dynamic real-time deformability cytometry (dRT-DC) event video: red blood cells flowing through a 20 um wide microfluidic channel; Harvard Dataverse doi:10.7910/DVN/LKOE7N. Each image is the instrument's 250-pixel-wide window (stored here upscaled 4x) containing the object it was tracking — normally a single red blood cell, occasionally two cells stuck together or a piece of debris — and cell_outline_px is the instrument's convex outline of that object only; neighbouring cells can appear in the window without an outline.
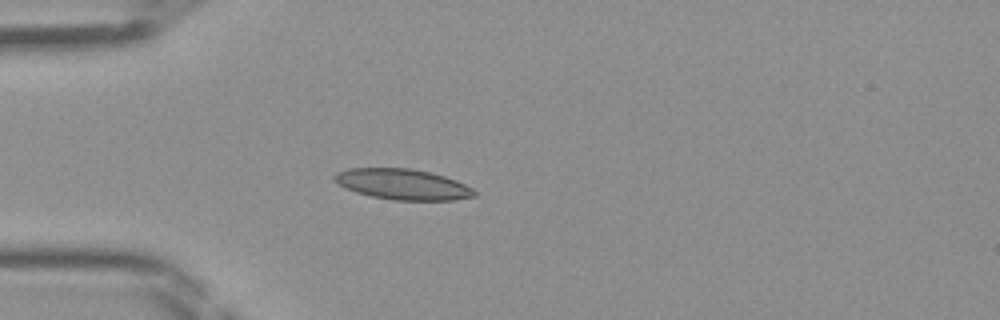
{"species": "Egyptian fruit bat (a non-hibernating species)", "species_latin": "Rousettus aegyptiacus", "temperature_condition": "room temperature", "stored_images_in_passage": 34, "camera_frame_rate_fps": 3000, "um_per_image_px": 0.085, "frame": {"image": 1, "passage_image": 1, "time_ms": 0.0, "image_size_px": [1000, 320], "cell_outline_px": [[476, 196], [452, 200], [392, 200], [372, 196], [356, 192], [340, 184], [332, 176], [336, 172], [348, 168], [408, 168], [428, 172], [444, 176], [456, 180], [472, 188], [476, 192]], "centroid_in_image_um": [34.24, 15.66], "position_along_channel_um": 50.8, "area_um2": 24.74}}
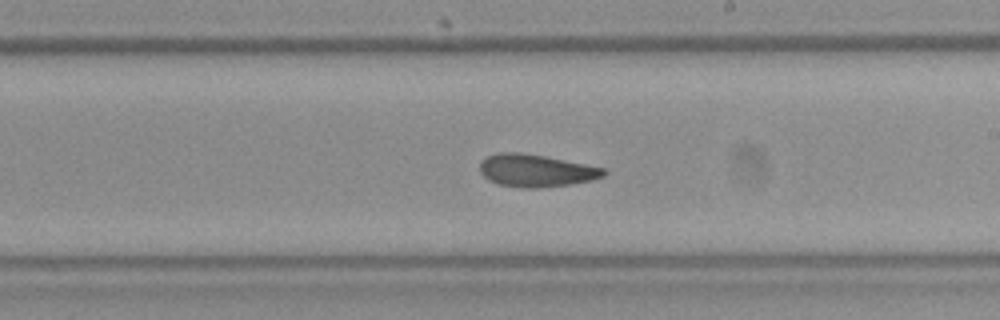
{"frame": {"image": 2, "passage_image": 15, "time_ms": 4.667, "image_size_px": [1000, 320], "cell_outline_px": [[608, 172], [604, 176], [592, 180], [568, 184], [540, 188], [520, 188], [500, 184], [488, 180], [480, 172], [480, 160], [496, 152], [520, 152], [544, 156], [604, 168]], "centroid_in_image_um": [45.53, 14.5], "position_along_channel_um": 243.5, "area_um2": 23.41}}
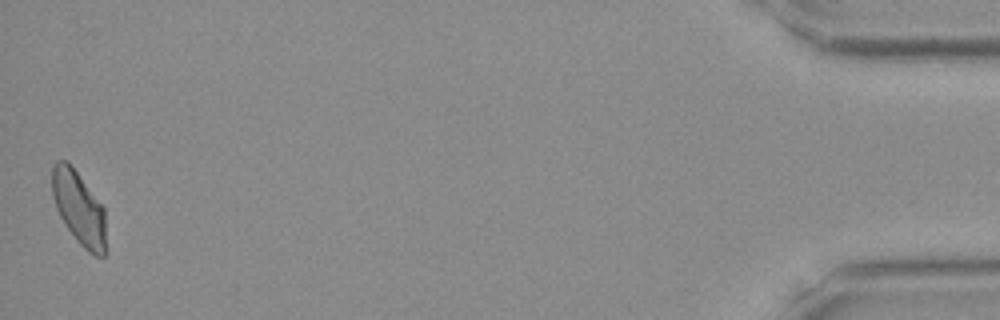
{"frame": {"image": 3, "passage_image": 34, "time_ms": 11.0, "image_size_px": [1000, 320], "cell_outline_px": [[104, 256], [96, 256], [88, 252], [76, 240], [64, 224], [56, 208], [52, 196], [52, 164], [56, 160], [68, 160], [104, 208]], "centroid_in_image_um": [6.66, 17.64], "position_along_channel_um": 428.5, "area_um2": 22.83}}